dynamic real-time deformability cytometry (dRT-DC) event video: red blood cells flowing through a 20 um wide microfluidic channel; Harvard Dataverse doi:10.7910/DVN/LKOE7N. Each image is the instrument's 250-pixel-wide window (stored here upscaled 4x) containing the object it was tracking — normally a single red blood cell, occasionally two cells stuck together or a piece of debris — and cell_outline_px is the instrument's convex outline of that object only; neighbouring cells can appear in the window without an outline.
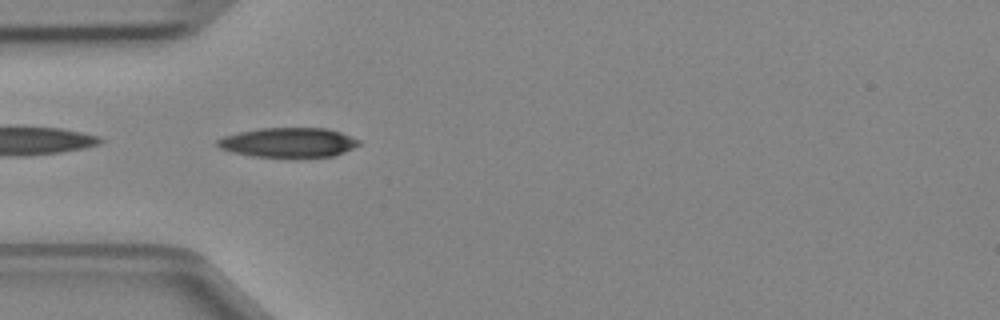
{"species": "Egyptian fruit bat (a non-hibernating species)", "species_latin": "Rousettus aegyptiacus", "temperature_condition": "cold", "stored_images_in_passage": 7, "camera_frame_rate_fps": 3000, "um_per_image_px": 0.085, "animal": {"sex": "female"}, "frame": {"image": 1, "passage_image": 4, "time_ms": 1.0, "image_size_px": [1000, 320], "cell_outline_px": [[360, 144], [344, 152], [332, 156], [288, 160], [252, 156], [232, 152], [220, 148], [216, 144], [216, 140], [224, 136], [240, 132], [260, 128], [328, 128], [340, 132], [360, 140]], "centroid_in_image_um": [24.51, 12.15], "position_along_channel_um": 60.5, "area_um2": 25.2}}